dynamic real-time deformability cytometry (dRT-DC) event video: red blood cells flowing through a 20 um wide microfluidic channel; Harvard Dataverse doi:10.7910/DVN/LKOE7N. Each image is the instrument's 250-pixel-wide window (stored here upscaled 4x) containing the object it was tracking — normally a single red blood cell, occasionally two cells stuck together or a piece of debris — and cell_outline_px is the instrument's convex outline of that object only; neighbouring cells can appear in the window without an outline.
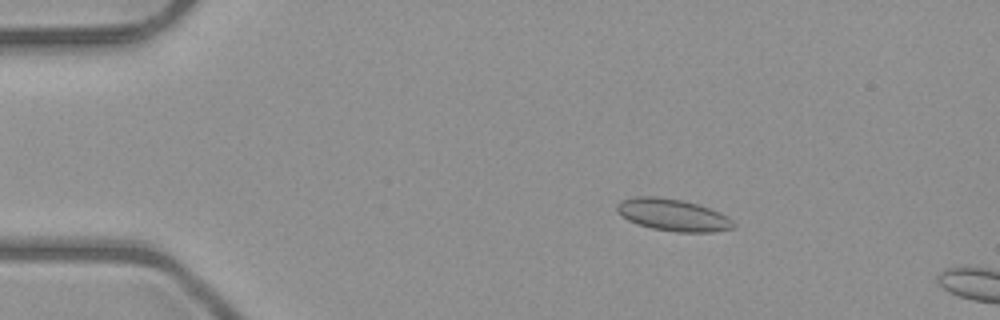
{"species": "common noctule bat (a hibernating species)", "species_latin": "Nyctalus noctula", "temperature_condition": "room temperature", "stored_images_in_passage": 52, "camera_frame_rate_fps": 3000, "um_per_image_px": 0.085, "animal": {"sex": "male", "body_mass_g": 23.1, "forearm_length_mm": 52.7}, "frame": {"image": 1, "passage_image": 9, "time_ms": 2.667, "image_size_px": [1000, 320], "cell_outline_px": [[736, 224], [732, 228], [712, 232], [676, 232], [652, 228], [636, 224], [620, 216], [616, 212], [616, 204], [624, 200], [636, 196], [660, 196], [680, 200], [696, 204], [708, 208], [728, 216]], "centroid_in_image_um": [57.15, 18.27], "position_along_channel_um": 27.8, "area_um2": 21.73}}
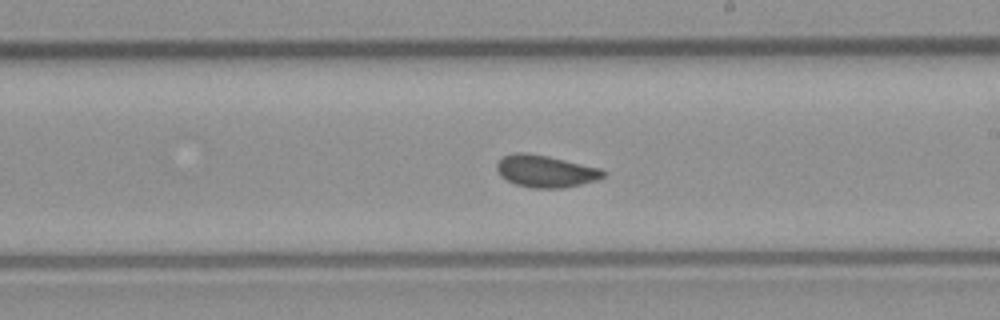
{"frame": {"image": 2, "passage_image": 30, "time_ms": 9.667, "image_size_px": [1000, 320], "cell_outline_px": [[608, 172], [604, 176], [596, 180], [564, 188], [532, 188], [516, 184], [500, 176], [496, 168], [496, 164], [504, 156], [516, 152], [524, 152], [548, 156], [600, 168]], "centroid_in_image_um": [46.38, 14.55], "position_along_channel_um": 242.6, "area_um2": 19.83}}
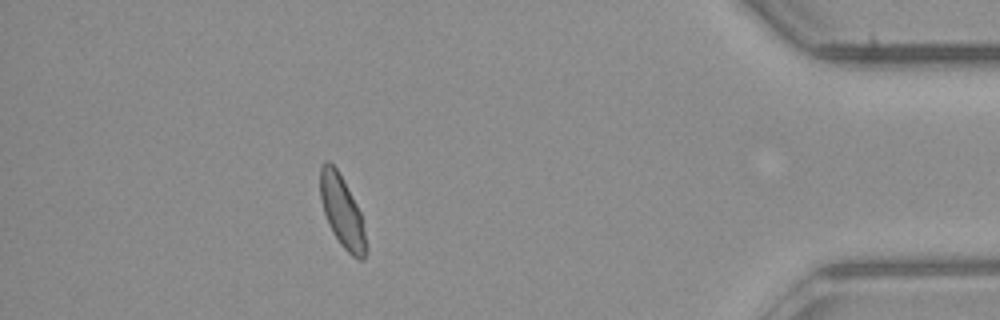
{"frame": {"image": 3, "passage_image": 46, "time_ms": 15.0, "image_size_px": [1000, 320], "cell_outline_px": [[368, 248], [364, 260], [360, 260], [352, 256], [340, 244], [328, 224], [324, 212], [320, 196], [320, 168], [324, 160], [328, 160], [336, 168], [356, 204], [360, 212]], "centroid_in_image_um": [29.07, 18.02], "position_along_channel_um": 406.1, "area_um2": 18.9}, "authors_computed_cell_mechanics": {"area_um2": 19.7676, "velocity_mm_per_s": 4.0083, "shape_relaxation_time_tau1_ms": null, "shape_relaxation_time_tau2_ms": 0.8698, "deformation_change_tau1": null, "deformation_change_tau2": 0.056}}